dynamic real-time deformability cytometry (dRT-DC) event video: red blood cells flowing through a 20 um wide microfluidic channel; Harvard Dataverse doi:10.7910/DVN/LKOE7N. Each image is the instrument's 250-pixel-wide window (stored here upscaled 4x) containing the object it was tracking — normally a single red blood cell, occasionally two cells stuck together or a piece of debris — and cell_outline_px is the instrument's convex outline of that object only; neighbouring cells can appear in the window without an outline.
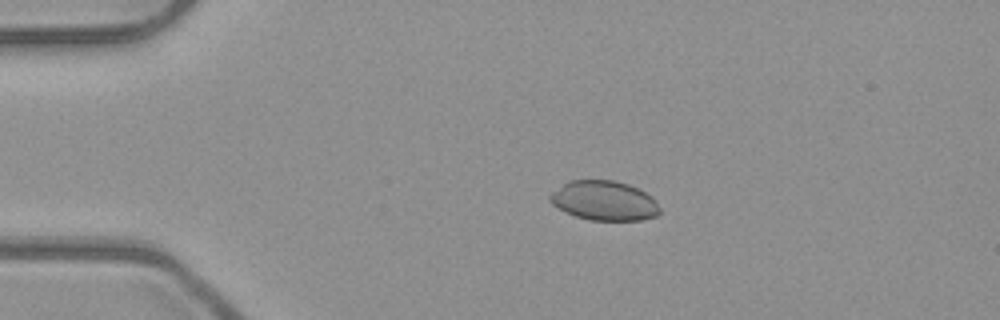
{"species": "common noctule bat (a hibernating species)", "species_latin": "Nyctalus noctula", "temperature_condition": "room temperature", "stored_images_in_passage": 7, "camera_frame_rate_fps": 3000, "um_per_image_px": 0.085, "animal": {"sex": "male", "body_mass_g": 23.1, "forearm_length_mm": 52.7}, "frame": {"image": 1, "passage_image": 3, "time_ms": 0.667, "image_size_px": [1000, 320], "cell_outline_px": [[660, 212], [656, 216], [640, 220], [588, 220], [564, 212], [552, 204], [548, 200], [548, 196], [552, 192], [568, 180], [612, 180], [628, 184], [652, 196], [656, 200], [660, 208]], "centroid_in_image_um": [51.33, 17.06], "position_along_channel_um": 33.7, "area_um2": 25.43}}
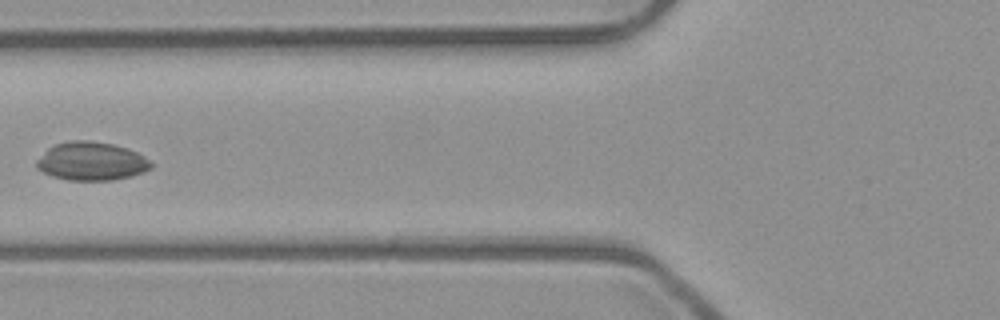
{"frame": {"image": 2, "passage_image": 6, "time_ms": 1.667, "image_size_px": [1000, 320], "cell_outline_px": [[152, 168], [144, 172], [132, 176], [112, 180], [68, 180], [52, 176], [36, 168], [36, 160], [48, 148], [56, 144], [72, 140], [88, 140], [112, 144], [136, 152], [144, 156], [152, 164]], "centroid_in_image_um": [7.76, 13.71], "position_along_channel_um": 118.0, "area_um2": 25.49}}
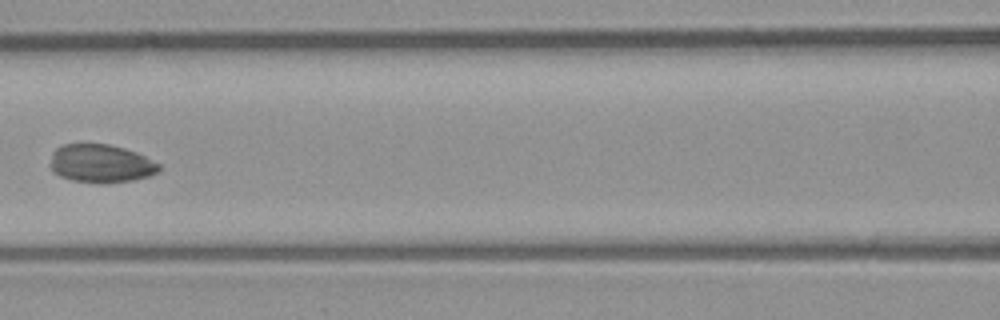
{"frame": {"image": 3, "passage_image": 7, "time_ms": 2.0, "image_size_px": [1000, 320], "cell_outline_px": [[160, 172], [152, 176], [132, 180], [108, 184], [100, 184], [72, 180], [60, 176], [52, 172], [52, 156], [56, 148], [64, 144], [108, 144], [124, 148], [136, 152], [160, 164]], "centroid_in_image_um": [8.62, 13.92], "position_along_channel_um": 158.0, "area_um2": 24.39}}